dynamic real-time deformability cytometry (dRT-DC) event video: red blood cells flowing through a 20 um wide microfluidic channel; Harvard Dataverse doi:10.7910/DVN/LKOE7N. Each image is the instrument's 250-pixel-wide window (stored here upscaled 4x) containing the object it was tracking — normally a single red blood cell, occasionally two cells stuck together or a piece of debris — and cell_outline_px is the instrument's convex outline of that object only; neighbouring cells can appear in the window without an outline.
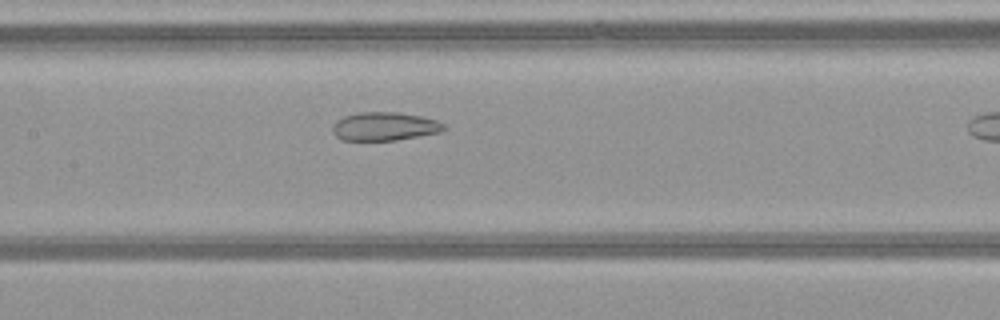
{"species": "common noctule bat (a hibernating species)", "species_latin": "Nyctalus noctula", "temperature_condition": "warm", "stored_images_in_passage": 10, "camera_frame_rate_fps": 3000, "um_per_image_px": 0.085, "animal": {"sex": "female", "body_mass_g": 21.9}, "frame": {"image": 1, "passage_image": 9, "time_ms": 2.667, "image_size_px": [1000, 320], "cell_outline_px": [[448, 128], [440, 132], [396, 140], [340, 140], [332, 132], [332, 124], [336, 120], [344, 116], [360, 112], [400, 112], [420, 116], [436, 120], [444, 124]], "centroid_in_image_um": [32.67, 10.74], "position_along_channel_um": 174.7, "area_um2": 18.55}}